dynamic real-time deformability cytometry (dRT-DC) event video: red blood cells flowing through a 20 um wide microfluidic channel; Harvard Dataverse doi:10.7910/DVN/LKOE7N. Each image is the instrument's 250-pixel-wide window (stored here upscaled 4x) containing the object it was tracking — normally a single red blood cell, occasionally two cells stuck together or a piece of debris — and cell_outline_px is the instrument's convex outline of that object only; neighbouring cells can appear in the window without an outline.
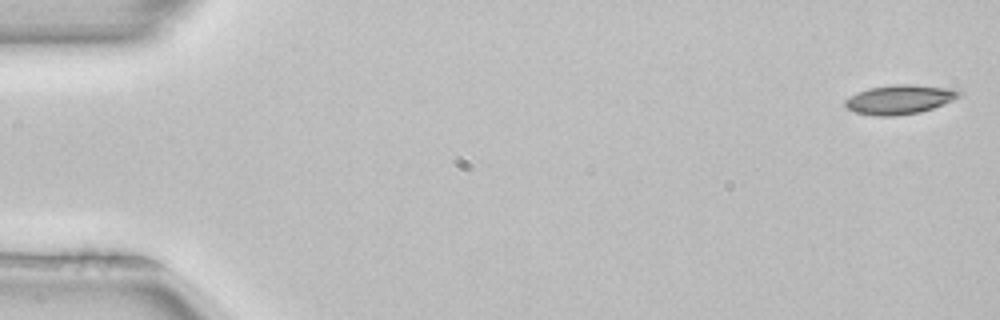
{"species": "common noctule bat (a hibernating species)", "species_latin": "Nyctalus noctula", "temperature_condition": "room temperature", "stored_images_in_passage": 3, "camera_frame_rate_fps": 3000, "um_per_image_px": 0.085, "animal": {"sex": "female", "body_mass_g": 22.7, "forearm_length_mm": 54.2}, "frame": {"image": 1, "passage_image": 1, "time_ms": 0.0, "image_size_px": [1000, 320], "cell_outline_px": [[960, 92], [952, 100], [944, 104], [920, 112], [896, 116], [876, 116], [856, 112], [848, 108], [844, 104], [844, 100], [856, 92], [868, 88], [892, 84], [912, 84], [952, 88]], "centroid_in_image_um": [76.42, 8.45], "position_along_channel_um": 8.6, "area_um2": 19.36}}